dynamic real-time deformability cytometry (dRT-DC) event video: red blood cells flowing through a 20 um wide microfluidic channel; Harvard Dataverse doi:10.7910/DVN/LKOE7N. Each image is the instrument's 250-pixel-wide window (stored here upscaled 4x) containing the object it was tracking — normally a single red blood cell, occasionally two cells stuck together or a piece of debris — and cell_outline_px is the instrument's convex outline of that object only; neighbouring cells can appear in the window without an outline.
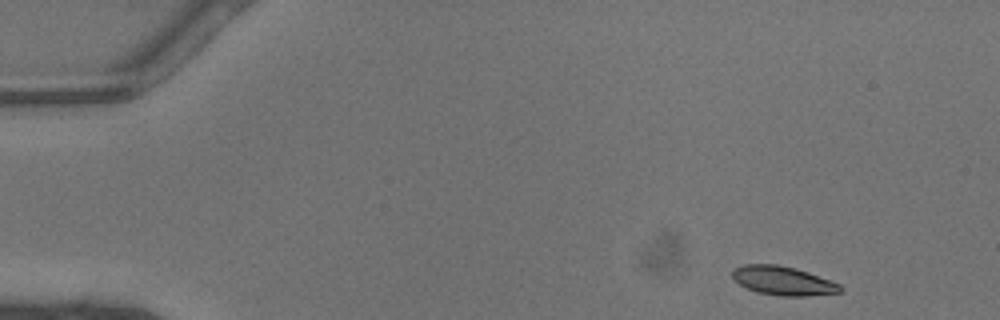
{"species": "common noctule bat (a hibernating species)", "species_latin": "Nyctalus noctula", "temperature_condition": "warm", "stored_images_in_passage": 38, "camera_frame_rate_fps": 3000, "um_per_image_px": 0.085, "animal": {"sex": "male", "body_mass_g": 13.3}, "frame": {"image": 1, "passage_image": 1, "time_ms": 0.0, "image_size_px": [1000, 320], "cell_outline_px": [[844, 288], [840, 292], [808, 296], [780, 296], [756, 292], [740, 284], [732, 276], [732, 268], [744, 264], [776, 264], [796, 268], [808, 272], [840, 284]], "centroid_in_image_um": [66.56, 23.86], "position_along_channel_um": 18.4, "area_um2": 18.21}}
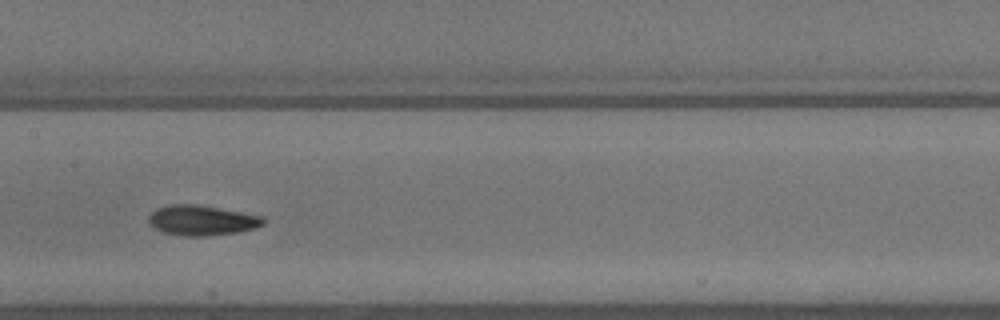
{"frame": {"image": 2, "passage_image": 20, "time_ms": 6.333, "image_size_px": [1000, 320], "cell_outline_px": [[264, 224], [256, 228], [236, 232], [204, 236], [180, 236], [164, 232], [152, 228], [148, 220], [148, 216], [156, 208], [168, 204], [196, 204], [264, 216]], "centroid_in_image_um": [17.12, 18.72], "position_along_channel_um": 190.3, "area_um2": 20.23}}
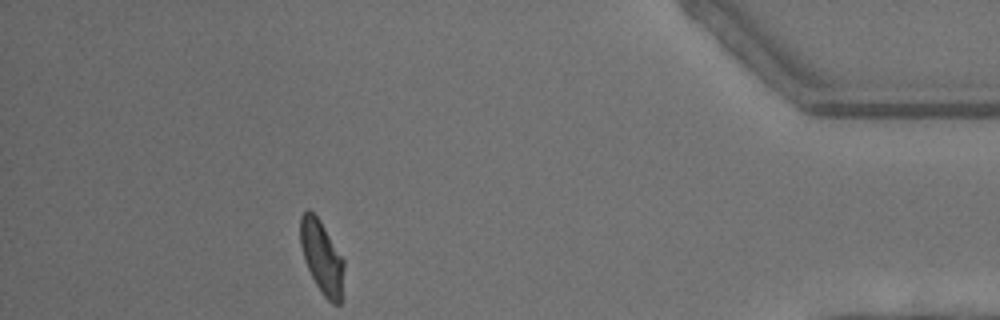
{"frame": {"image": 3, "passage_image": 38, "time_ms": 12.333, "image_size_px": [1000, 320], "cell_outline_px": [[344, 268], [340, 304], [332, 304], [324, 296], [316, 284], [304, 260], [300, 244], [300, 216], [308, 208], [320, 220], [344, 260]], "centroid_in_image_um": [27.34, 21.84], "position_along_channel_um": 407.9, "area_um2": 18.38}, "authors_computed_cell_mechanics": {"area_um2": 19.3341, "velocity_mm_per_s": 4.4812, "shape_relaxation_time_tau1_ms": 2.7992, "shape_relaxation_time_tau2_ms": 1.4969, "deformation_change_tau1": 0.156, "deformation_change_tau2": 0.0587}}